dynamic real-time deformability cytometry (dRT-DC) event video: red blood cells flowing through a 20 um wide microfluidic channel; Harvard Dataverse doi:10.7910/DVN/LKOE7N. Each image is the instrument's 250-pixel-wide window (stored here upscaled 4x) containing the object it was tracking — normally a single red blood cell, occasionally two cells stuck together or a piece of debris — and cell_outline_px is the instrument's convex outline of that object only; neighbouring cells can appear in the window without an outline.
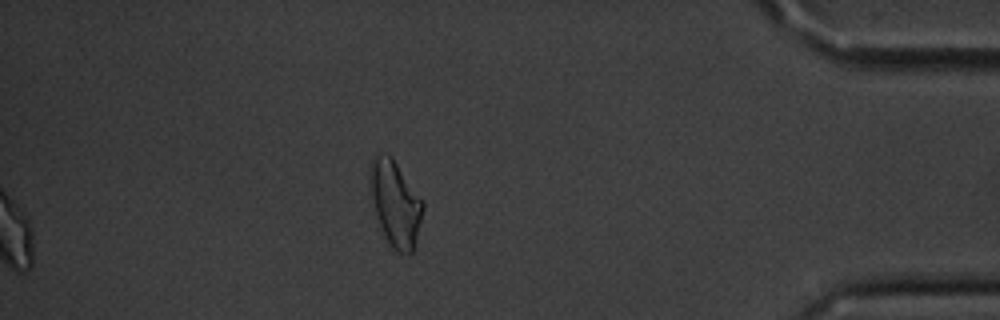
{"species": "common noctule bat (a hibernating species)", "species_latin": "Nyctalus noctula", "temperature_condition": "cold", "stored_images_in_passage": 47, "segment_of_instrument_passage": [2, 2], "camera_frame_rate_fps": 3000, "um_per_image_px": 0.085, "animal": {"sex": "male", "body_mass_g": 20.1, "forearm_length_mm": 53.5}, "frame": {"image": 1, "passage_image": 47, "time_ms": 15.333, "image_size_px": [1000, 320], "cell_outline_px": [[424, 208], [412, 252], [396, 252], [388, 244], [384, 236], [376, 216], [368, 192], [368, 164], [372, 156], [376, 152], [380, 152], [392, 156], [424, 200]], "centroid_in_image_um": [33.54, 17.19], "position_along_channel_um": 401.7, "area_um2": 27.22}}